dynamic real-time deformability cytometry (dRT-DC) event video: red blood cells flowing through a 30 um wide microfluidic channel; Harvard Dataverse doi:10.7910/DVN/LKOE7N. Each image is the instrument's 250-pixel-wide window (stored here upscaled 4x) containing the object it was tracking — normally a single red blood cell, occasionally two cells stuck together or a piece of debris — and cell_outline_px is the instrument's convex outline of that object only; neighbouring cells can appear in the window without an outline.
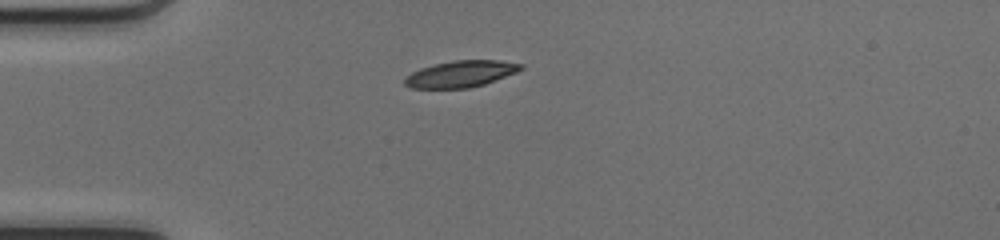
{"species": "common noctule bat (a hibernating species)", "species_latin": "Nyctalus noctula", "temperature_condition": "cold", "stored_images_in_passage": 37, "camera_frame_rate_fps": 3000, "um_per_image_px": 0.085, "animal": {"sex": "female", "body_mass_g": 17.0, "forearm_length_mm": 48.0}, "frame": {"image": 1, "passage_image": 1, "time_ms": 0.0, "image_size_px": [1000, 240], "cell_outline_px": [[524, 68], [516, 72], [484, 84], [468, 88], [412, 88], [404, 84], [404, 80], [412, 72], [420, 68], [452, 60], [500, 60], [524, 64]], "centroid_in_image_um": [39.19, 6.27], "position_along_channel_um": 45.8, "area_um2": 17.8}}
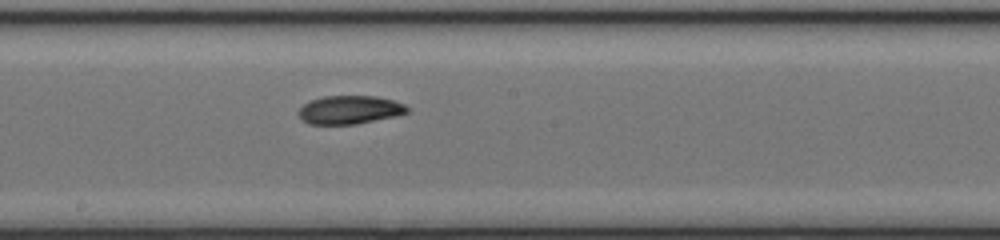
{"frame": {"image": 2, "passage_image": 15, "time_ms": 4.667, "image_size_px": [1000, 240], "cell_outline_px": [[408, 112], [396, 116], [356, 124], [308, 124], [300, 116], [300, 108], [308, 100], [324, 96], [376, 96], [392, 100], [404, 104], [408, 108]], "centroid_in_image_um": [29.73, 9.33], "position_along_channel_um": 218.5, "area_um2": 17.86}}
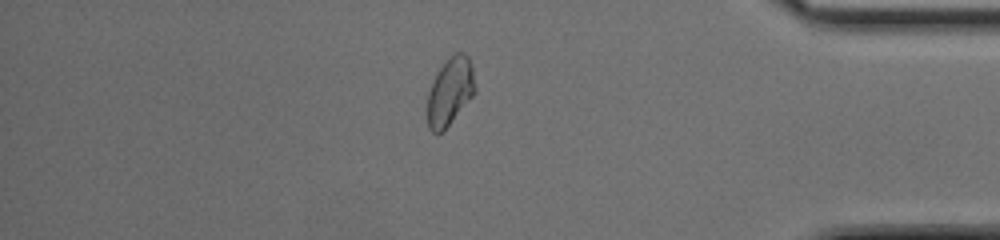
{"frame": {"image": 3, "passage_image": 30, "time_ms": 9.667, "image_size_px": [1000, 240], "cell_outline_px": [[476, 88], [472, 96], [448, 124], [436, 136], [428, 128], [428, 92], [436, 72], [456, 52], [464, 52], [468, 56], [472, 64]], "centroid_in_image_um": [38.25, 7.75], "position_along_channel_um": 396.9, "area_um2": 18.44}, "authors_computed_cell_mechanics": {"area_um2": 18.6116, "velocity_mm_per_s": 4.1676, "shape_relaxation_time_tau1_ms": 4.8103, "shape_relaxation_time_tau2_ms": 4.5522, "deformation_change_tau1": 0.1689, "deformation_change_tau2": 0.0922}}